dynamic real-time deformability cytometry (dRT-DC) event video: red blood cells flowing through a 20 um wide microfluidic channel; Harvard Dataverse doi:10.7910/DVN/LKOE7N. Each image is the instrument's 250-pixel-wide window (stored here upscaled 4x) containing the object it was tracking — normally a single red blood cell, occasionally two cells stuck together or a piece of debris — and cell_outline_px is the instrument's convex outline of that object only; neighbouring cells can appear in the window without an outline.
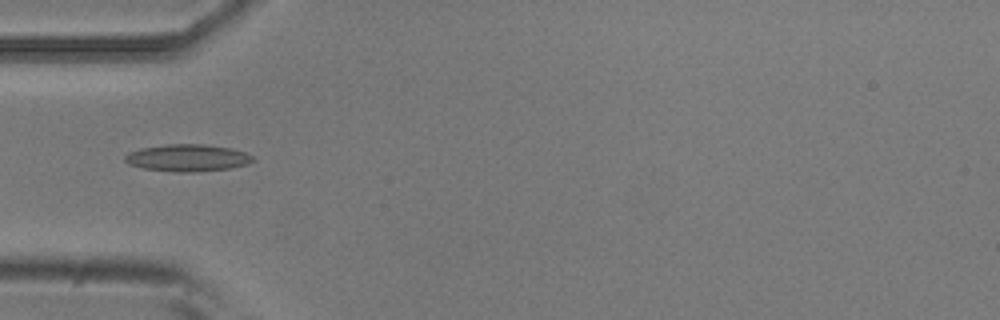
{"species": "common noctule bat (a hibernating species)", "species_latin": "Nyctalus noctula", "temperature_condition": "room temperature", "stored_images_in_passage": 5, "camera_frame_rate_fps": 3000, "um_per_image_px": 0.085, "animal": {"sex": "male", "body_mass_g": 20.5, "forearm_length_mm": 52.5}, "frame": {"image": 1, "passage_image": 2, "time_ms": 0.333, "image_size_px": [1000, 320], "cell_outline_px": [[256, 160], [248, 164], [228, 168], [196, 172], [176, 172], [144, 168], [128, 164], [124, 160], [124, 156], [128, 152], [140, 148], [164, 144], [204, 144], [232, 148], [244, 152], [252, 156]], "centroid_in_image_um": [15.92, 13.41], "position_along_channel_um": 69.1, "area_um2": 20.29}}
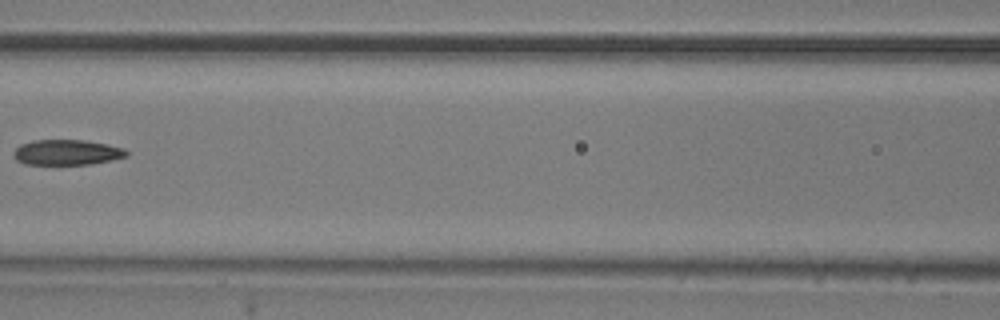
{"frame": {"image": 2, "passage_image": 4, "time_ms": 1.0, "image_size_px": [1000, 320], "cell_outline_px": [[128, 156], [88, 164], [24, 164], [16, 160], [12, 156], [12, 152], [20, 144], [32, 140], [84, 140], [124, 148], [128, 152]], "centroid_in_image_um": [5.61, 12.94], "position_along_channel_um": 161.0, "area_um2": 16.59}}
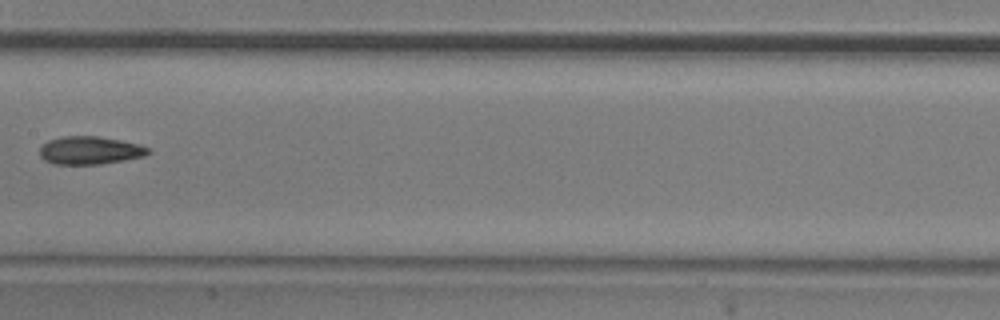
{"frame": {"image": 3, "passage_image": 5, "time_ms": 1.333, "image_size_px": [1000, 320], "cell_outline_px": [[152, 152], [144, 156], [124, 160], [100, 164], [56, 164], [44, 160], [40, 156], [40, 148], [48, 140], [64, 136], [96, 136], [120, 140], [140, 144], [152, 148]], "centroid_in_image_um": [7.69, 12.78], "position_along_channel_um": 199.7, "area_um2": 17.74}}